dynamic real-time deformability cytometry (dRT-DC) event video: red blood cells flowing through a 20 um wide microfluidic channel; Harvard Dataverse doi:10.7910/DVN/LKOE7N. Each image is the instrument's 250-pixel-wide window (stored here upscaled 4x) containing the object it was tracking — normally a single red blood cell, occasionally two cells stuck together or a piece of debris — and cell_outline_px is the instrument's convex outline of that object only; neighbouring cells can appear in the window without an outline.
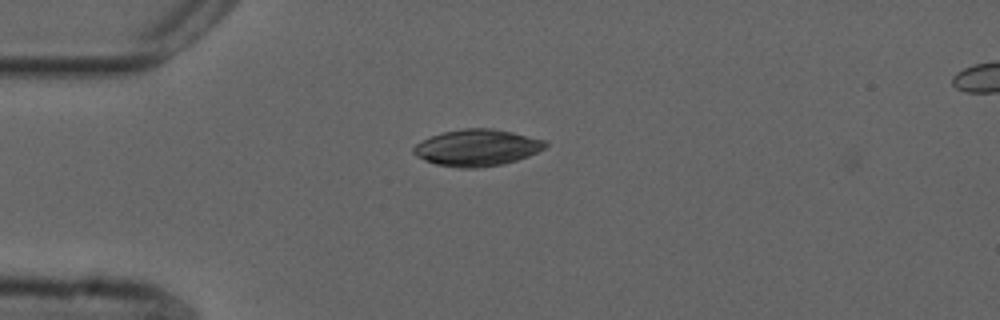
{"species": "common noctule bat (a hibernating species)", "species_latin": "Nyctalus noctula", "temperature_condition": "cold", "stored_images_in_passage": 39, "camera_frame_rate_fps": 3000, "um_per_image_px": 0.085, "animal": {"sex": "male", "forearm_length_mm": 52.5}, "frame": {"image": 1, "passage_image": 5, "time_ms": 1.333, "image_size_px": [1000, 320], "cell_outline_px": [[548, 144], [544, 148], [528, 156], [516, 160], [500, 164], [476, 168], [460, 168], [436, 164], [424, 160], [416, 156], [412, 152], [412, 148], [416, 144], [432, 136], [444, 132], [464, 128], [492, 128], [512, 132], [548, 140]], "centroid_in_image_um": [40.55, 12.55], "position_along_channel_um": 44.4, "area_um2": 27.98}}
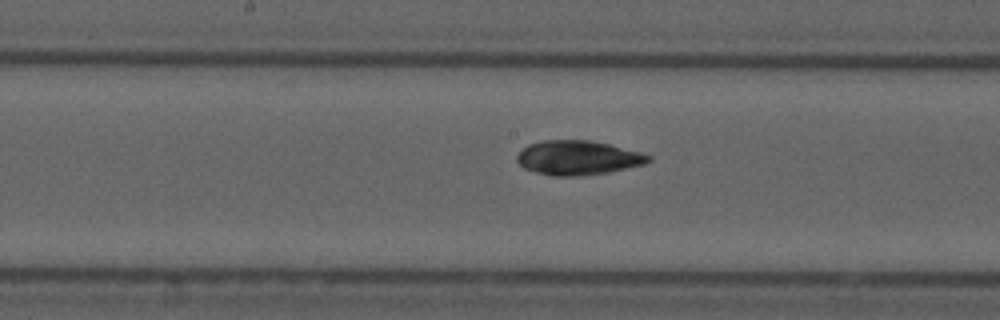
{"frame": {"image": 2, "passage_image": 19, "time_ms": 6.0, "image_size_px": [1000, 320], "cell_outline_px": [[652, 160], [644, 164], [608, 172], [580, 176], [552, 176], [536, 172], [524, 168], [516, 160], [516, 156], [528, 144], [544, 140], [592, 140], [640, 152], [652, 156]], "centroid_in_image_um": [49.12, 13.41], "position_along_channel_um": 199.1, "area_um2": 26.24}}
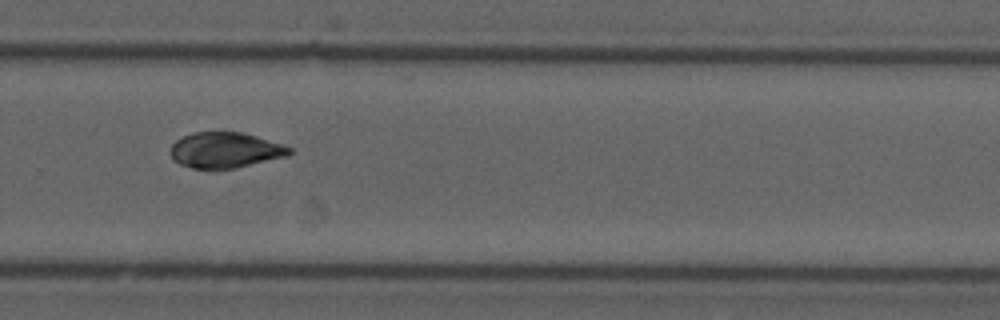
{"frame": {"image": 3, "passage_image": 28, "time_ms": 9.0, "image_size_px": [1000, 320], "cell_outline_px": [[292, 152], [288, 156], [236, 168], [216, 172], [212, 172], [192, 168], [180, 164], [172, 160], [172, 144], [176, 140], [192, 132], [240, 132], [256, 136], [292, 148]], "centroid_in_image_um": [19.12, 12.81], "position_along_channel_um": 310.7, "area_um2": 25.14}, "authors_computed_cell_mechanics": {"area_um2": 25.9522, "velocity_mm_per_s": 3.7339, "shape_relaxation_time_tau1_ms": null, "shape_relaxation_time_tau2_ms": 1.5952, "deformation_change_tau1": null, "deformation_change_tau2": 0.0468}}